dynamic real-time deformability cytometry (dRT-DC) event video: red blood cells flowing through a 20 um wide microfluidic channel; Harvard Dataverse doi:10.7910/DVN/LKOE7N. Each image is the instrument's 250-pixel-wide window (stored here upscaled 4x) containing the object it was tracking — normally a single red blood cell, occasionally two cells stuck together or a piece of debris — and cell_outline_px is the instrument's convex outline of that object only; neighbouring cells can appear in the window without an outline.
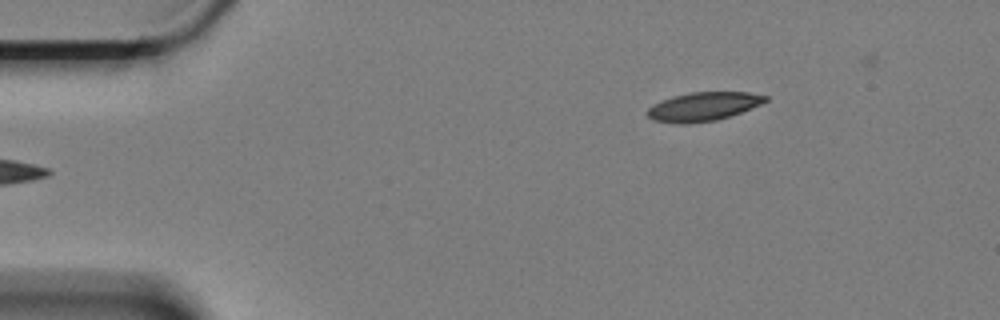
{"species": "Egyptian fruit bat (a non-hibernating species)", "species_latin": "Rousettus aegyptiacus", "temperature_condition": "cold", "stored_images_in_passage": 14, "camera_frame_rate_fps": 3000, "um_per_image_px": 0.085, "animal": {"sex": "female"}, "frame": {"image": 1, "passage_image": 2, "time_ms": 0.333, "image_size_px": [1000, 320], "cell_outline_px": [[768, 100], [760, 104], [740, 112], [716, 120], [684, 124], [676, 124], [652, 120], [648, 116], [648, 108], [652, 104], [672, 96], [692, 92], [748, 92], [768, 96]], "centroid_in_image_um": [59.74, 9.05], "position_along_channel_um": 25.3, "area_um2": 19.65}}